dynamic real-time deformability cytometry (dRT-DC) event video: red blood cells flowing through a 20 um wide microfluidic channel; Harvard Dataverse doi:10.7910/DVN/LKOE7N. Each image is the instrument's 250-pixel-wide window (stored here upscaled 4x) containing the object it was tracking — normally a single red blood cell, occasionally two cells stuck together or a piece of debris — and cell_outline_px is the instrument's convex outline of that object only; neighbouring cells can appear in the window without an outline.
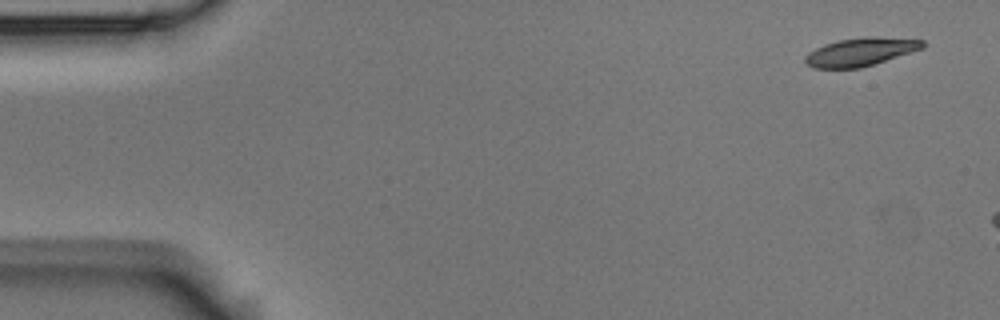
{"species": "Egyptian fruit bat (a non-hibernating species)", "species_latin": "Rousettus aegyptiacus", "temperature_condition": "room temperature", "stored_images_in_passage": 3, "camera_frame_rate_fps": 3000, "um_per_image_px": 0.085, "animal": {"sex": "male"}, "frame": {"image": 1, "passage_image": 1, "time_ms": 0.0, "image_size_px": [1000, 320], "cell_outline_px": [[924, 48], [860, 68], [812, 68], [804, 60], [804, 56], [808, 52], [824, 44], [840, 40], [868, 36], [872, 36], [924, 40]], "centroid_in_image_um": [73.13, 4.41], "position_along_channel_um": 11.9, "area_um2": 19.13}}